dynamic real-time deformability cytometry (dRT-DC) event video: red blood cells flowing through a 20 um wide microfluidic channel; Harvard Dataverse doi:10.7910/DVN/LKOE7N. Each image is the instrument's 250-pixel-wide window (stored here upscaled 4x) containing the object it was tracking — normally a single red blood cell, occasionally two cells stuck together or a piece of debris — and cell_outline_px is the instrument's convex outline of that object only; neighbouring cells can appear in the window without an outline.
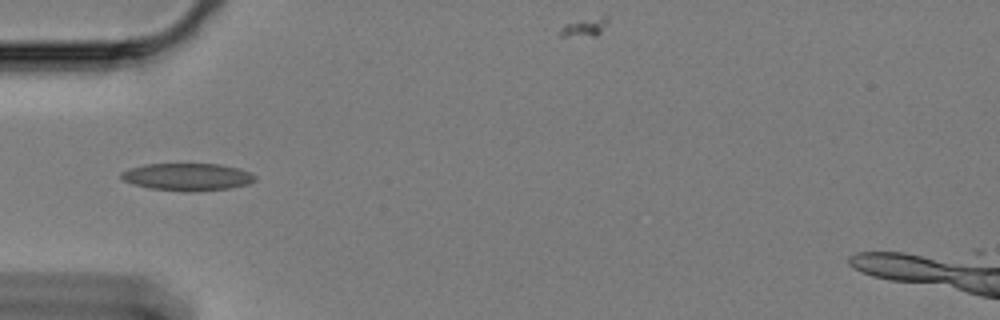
{"species": "Egyptian fruit bat (a non-hibernating species)", "species_latin": "Rousettus aegyptiacus", "temperature_condition": "cold", "stored_images_in_passage": 43, "camera_frame_rate_fps": 3000, "um_per_image_px": 0.085, "animal": {"sex": "female"}, "frame": {"image": 1, "passage_image": 1, "time_ms": 0.0, "image_size_px": [1000, 320], "cell_outline_px": [[256, 180], [248, 184], [228, 188], [192, 192], [184, 192], [152, 188], [132, 184], [124, 180], [120, 176], [120, 172], [144, 164], [220, 164], [240, 168], [256, 176]], "centroid_in_image_um": [15.94, 15.03], "position_along_channel_um": 69.1, "area_um2": 21.33}}
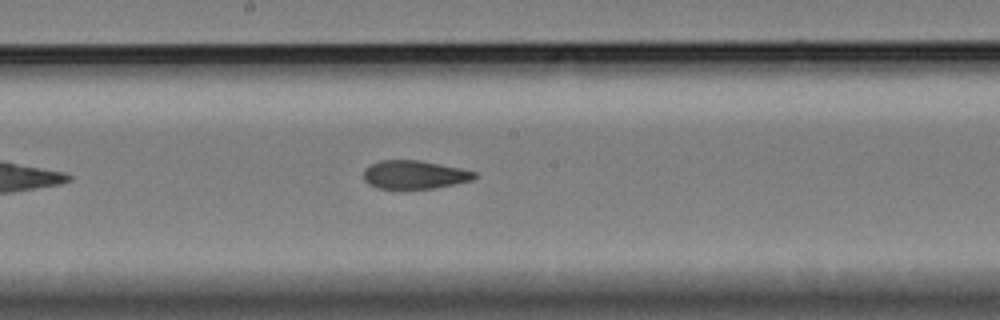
{"frame": {"image": 2, "passage_image": 14, "time_ms": 4.333, "image_size_px": [1000, 320], "cell_outline_px": [[480, 176], [472, 180], [432, 188], [376, 188], [368, 184], [364, 180], [364, 168], [380, 160], [420, 160], [460, 168], [476, 172]], "centroid_in_image_um": [35.22, 14.84], "position_along_channel_um": 213.0, "area_um2": 18.26}}
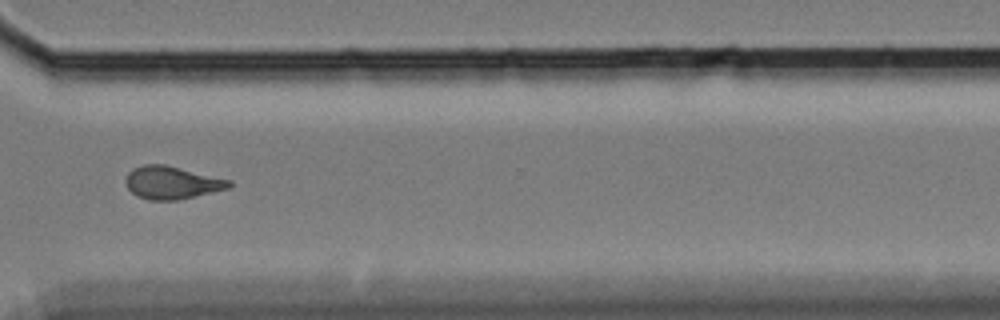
{"frame": {"image": 3, "passage_image": 27, "time_ms": 8.667, "image_size_px": [1000, 320], "cell_outline_px": [[232, 184], [228, 188], [176, 200], [152, 200], [136, 196], [128, 188], [124, 180], [128, 172], [132, 168], [144, 164], [164, 164], [232, 180]], "centroid_in_image_um": [14.57, 15.51], "position_along_channel_um": 356.0, "area_um2": 19.65}, "authors_computed_cell_mechanics": {"area_um2": 19.2474, "velocity_mm_per_s": 3.2988, "shape_relaxation_time_tau1_ms": null, "shape_relaxation_time_tau2_ms": 3.0596, "deformation_change_tau1": null, "deformation_change_tau2": 0.0957}}